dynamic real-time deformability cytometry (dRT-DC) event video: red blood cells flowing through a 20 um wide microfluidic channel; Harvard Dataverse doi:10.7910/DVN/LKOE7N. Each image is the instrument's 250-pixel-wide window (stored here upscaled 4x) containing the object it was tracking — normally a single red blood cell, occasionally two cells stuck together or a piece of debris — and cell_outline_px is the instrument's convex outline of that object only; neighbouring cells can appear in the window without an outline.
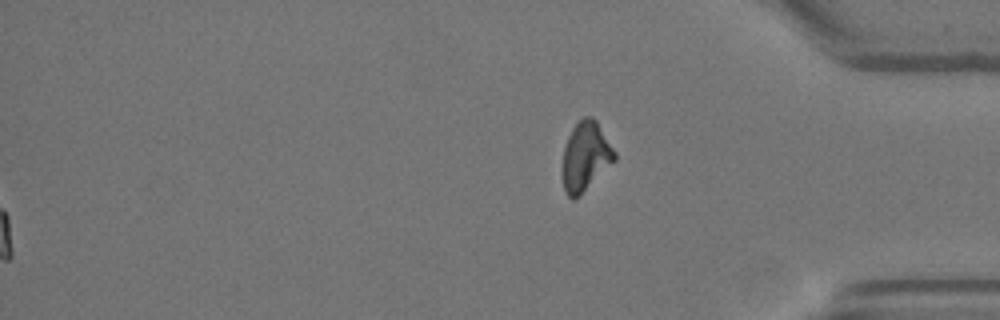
{"species": "Egyptian fruit bat (a non-hibernating species)", "species_latin": "Rousettus aegyptiacus", "temperature_condition": "warm", "stored_images_in_passage": 53, "segment_of_instrument_passage": [2, 2], "camera_frame_rate_fps": 3000, "um_per_image_px": 0.085, "animal": {"sex": "female"}, "frame": {"image": 1, "passage_image": 53, "time_ms": 17.333, "image_size_px": [1000, 320], "cell_outline_px": [[616, 160], [580, 196], [572, 200], [568, 196], [564, 188], [564, 148], [568, 136], [572, 128], [584, 116], [592, 116], [596, 120], [616, 152]], "centroid_in_image_um": [49.8, 13.29], "position_along_channel_um": 385.4, "area_um2": 20.75}}